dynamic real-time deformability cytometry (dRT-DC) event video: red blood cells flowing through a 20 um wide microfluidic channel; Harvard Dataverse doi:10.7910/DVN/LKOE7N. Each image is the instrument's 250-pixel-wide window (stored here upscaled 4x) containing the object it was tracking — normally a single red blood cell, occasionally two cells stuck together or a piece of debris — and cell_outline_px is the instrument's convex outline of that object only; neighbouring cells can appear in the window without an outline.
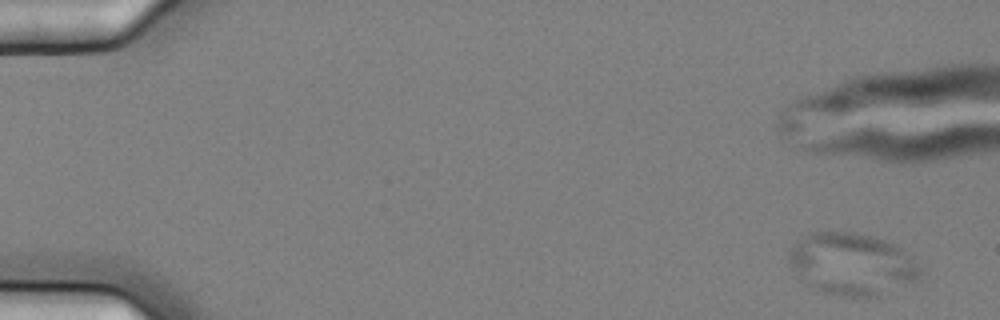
{"species": "common noctule bat (a hibernating species)", "species_latin": "Nyctalus noctula", "temperature_condition": "cold", "stored_images_in_passage": 5, "camera_frame_rate_fps": 3000, "um_per_image_px": 0.085, "animal": {"sex": "female", "body_mass_g": 25.1}, "frame": {"image": 1, "passage_image": 1, "time_ms": 0.0, "image_size_px": [1000, 320], "cell_outline_px": [[920, 280], [880, 296], [840, 296], [816, 292], [792, 268], [788, 260], [788, 252], [796, 240], [808, 232], [856, 232], [872, 236], [896, 244], [920, 268]], "centroid_in_image_um": [72.38, 22.45], "position_along_channel_um": 12.6, "area_um2": 47.74}}